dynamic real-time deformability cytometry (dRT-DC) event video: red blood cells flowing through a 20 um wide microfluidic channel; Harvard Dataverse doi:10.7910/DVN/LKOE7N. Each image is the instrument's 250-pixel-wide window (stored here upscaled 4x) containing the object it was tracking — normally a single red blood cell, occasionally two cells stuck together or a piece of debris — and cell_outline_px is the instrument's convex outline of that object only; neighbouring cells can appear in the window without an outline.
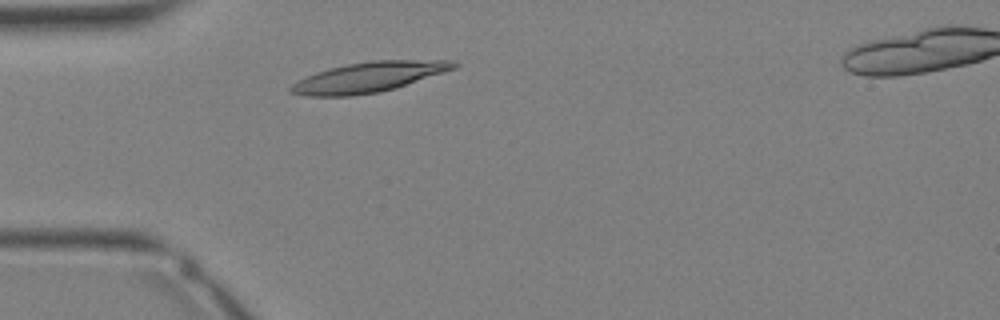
{"species": "Egyptian fruit bat (a non-hibernating species)", "species_latin": "Rousettus aegyptiacus", "temperature_condition": "warm", "stored_images_in_passage": 25, "camera_frame_rate_fps": 3000, "um_per_image_px": 0.085, "animal": {"sex": "female"}, "frame": {"image": 1, "passage_image": 1, "time_ms": 0.0, "image_size_px": [1000, 320], "cell_outline_px": [[460, 64], [456, 68], [396, 88], [380, 92], [352, 96], [308, 96], [288, 92], [288, 88], [292, 84], [316, 72], [328, 68], [348, 64], [376, 60], [456, 60]], "centroid_in_image_um": [31.37, 6.56], "position_along_channel_um": 53.6, "area_um2": 28.61}}
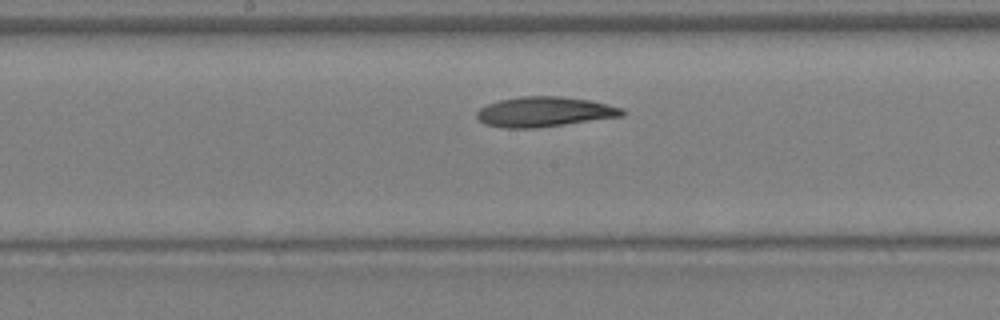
{"frame": {"image": 2, "passage_image": 9, "time_ms": 2.667, "image_size_px": [1000, 320], "cell_outline_px": [[624, 116], [564, 124], [532, 128], [504, 128], [484, 124], [476, 116], [476, 112], [480, 108], [488, 104], [500, 100], [520, 96], [564, 96], [588, 100], [608, 104], [624, 108]], "centroid_in_image_um": [46.27, 9.5], "position_along_channel_um": 201.9, "area_um2": 25.37}}
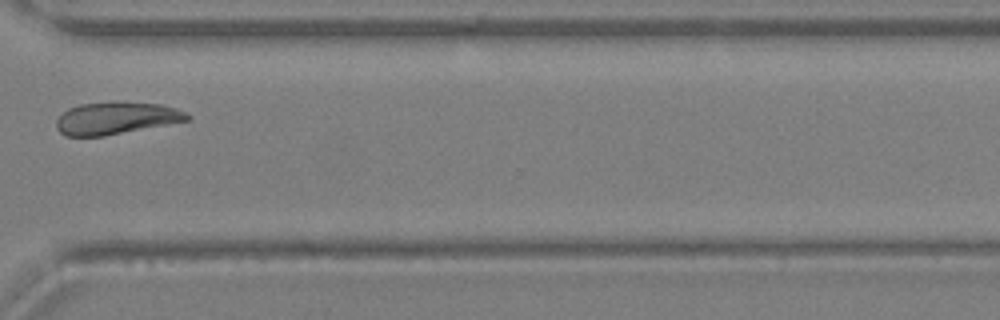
{"frame": {"image": 3, "passage_image": 17, "time_ms": 5.333, "image_size_px": [1000, 320], "cell_outline_px": [[192, 116], [188, 120], [104, 136], [64, 136], [56, 128], [56, 120], [68, 108], [80, 104], [116, 100], [160, 104], [176, 108]], "centroid_in_image_um": [9.84, 10.02], "position_along_channel_um": 360.8, "area_um2": 24.8}}